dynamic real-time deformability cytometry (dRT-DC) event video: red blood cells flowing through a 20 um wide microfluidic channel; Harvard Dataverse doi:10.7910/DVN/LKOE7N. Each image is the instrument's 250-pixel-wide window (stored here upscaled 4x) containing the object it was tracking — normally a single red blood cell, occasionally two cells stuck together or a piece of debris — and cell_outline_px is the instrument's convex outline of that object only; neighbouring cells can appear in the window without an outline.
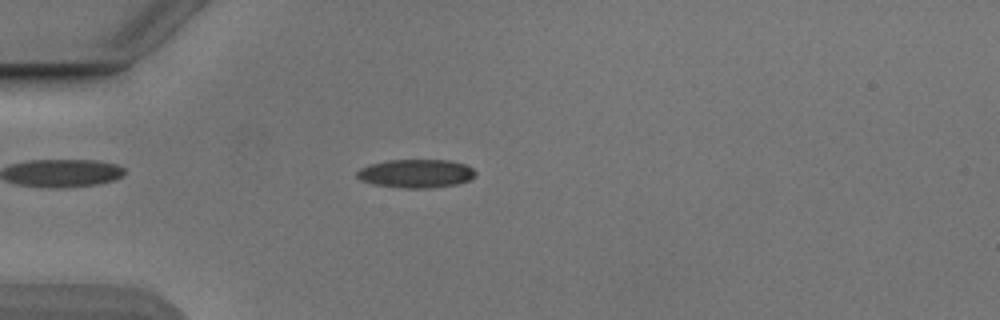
{"species": "Egyptian fruit bat (a non-hibernating species)", "species_latin": "Rousettus aegyptiacus", "temperature_condition": "cold", "stored_images_in_passage": 53, "camera_frame_rate_fps": 3000, "um_per_image_px": 0.085, "animal": {"sex": "male"}, "frame": {"image": 1, "passage_image": 15, "time_ms": 4.667, "image_size_px": [1000, 320], "cell_outline_px": [[476, 176], [468, 180], [456, 184], [432, 188], [404, 188], [372, 184], [360, 180], [356, 176], [356, 172], [360, 168], [368, 164], [388, 160], [452, 160], [464, 164], [472, 168], [476, 172]], "centroid_in_image_um": [35.34, 14.74], "position_along_channel_um": 49.7, "area_um2": 19.83}}
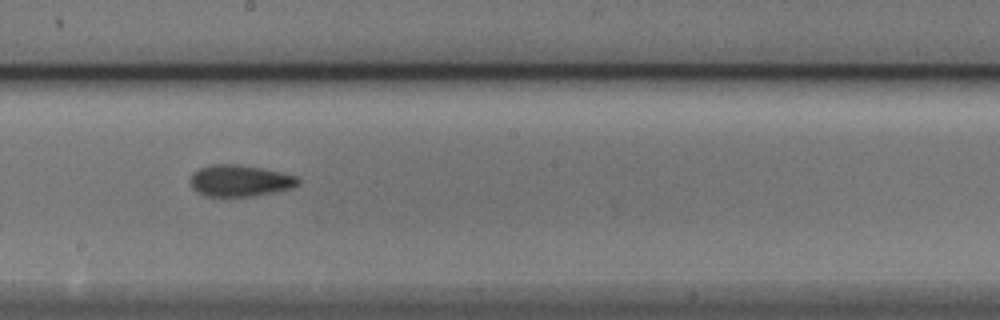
{"frame": {"image": 2, "passage_image": 30, "time_ms": 9.667, "image_size_px": [1000, 320], "cell_outline_px": [[300, 184], [292, 188], [256, 196], [208, 196], [196, 192], [192, 188], [192, 172], [200, 168], [212, 164], [236, 164], [260, 168], [280, 172], [296, 176], [300, 180]], "centroid_in_image_um": [20.41, 15.36], "position_along_channel_um": 227.8, "area_um2": 19.71}}
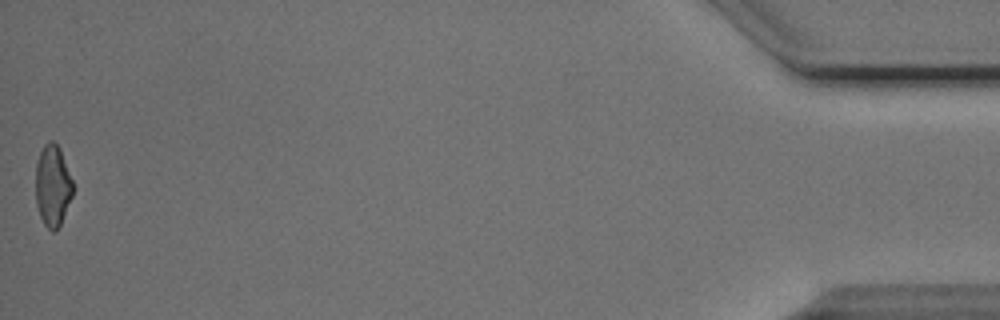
{"frame": {"image": 3, "passage_image": 53, "time_ms": 17.333, "image_size_px": [1000, 320], "cell_outline_px": [[72, 196], [60, 224], [56, 232], [52, 232], [44, 224], [40, 216], [36, 204], [36, 164], [40, 152], [44, 144], [48, 140], [52, 140], [60, 148], [72, 180]], "centroid_in_image_um": [4.46, 15.78], "position_along_channel_um": 430.7, "area_um2": 17.57}, "authors_computed_cell_mechanics": {"area_um2": 18.8428, "velocity_mm_per_s": 3.8824, "shape_relaxation_time_tau1_ms": 6.1997, "shape_relaxation_time_tau2_ms": 2.9886, "deformation_change_tau1": 0.1396, "deformation_change_tau2": 0.097}}